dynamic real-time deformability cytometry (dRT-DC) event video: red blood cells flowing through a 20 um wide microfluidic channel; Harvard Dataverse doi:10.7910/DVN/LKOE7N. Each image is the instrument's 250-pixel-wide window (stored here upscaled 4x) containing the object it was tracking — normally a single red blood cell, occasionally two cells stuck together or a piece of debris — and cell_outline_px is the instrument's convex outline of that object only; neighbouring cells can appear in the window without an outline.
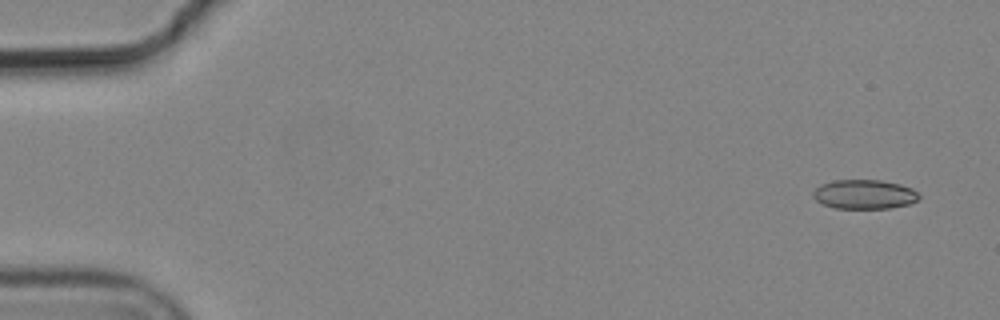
{"species": "common noctule bat (a hibernating species)", "species_latin": "Nyctalus noctula", "temperature_condition": "cold", "stored_images_in_passage": 4, "camera_frame_rate_fps": 3000, "um_per_image_px": 0.085, "animal": {"sex": "male", "body_mass_g": 19.2, "forearm_length_mm": 51.8}, "frame": {"image": 1, "passage_image": 1, "time_ms": 0.0, "image_size_px": [1000, 320], "cell_outline_px": [[920, 200], [912, 204], [888, 208], [836, 208], [824, 204], [816, 200], [812, 196], [812, 192], [820, 184], [836, 180], [880, 180], [900, 184], [912, 188], [920, 192]], "centroid_in_image_um": [73.53, 16.51], "position_along_channel_um": 11.5, "area_um2": 18.26}}